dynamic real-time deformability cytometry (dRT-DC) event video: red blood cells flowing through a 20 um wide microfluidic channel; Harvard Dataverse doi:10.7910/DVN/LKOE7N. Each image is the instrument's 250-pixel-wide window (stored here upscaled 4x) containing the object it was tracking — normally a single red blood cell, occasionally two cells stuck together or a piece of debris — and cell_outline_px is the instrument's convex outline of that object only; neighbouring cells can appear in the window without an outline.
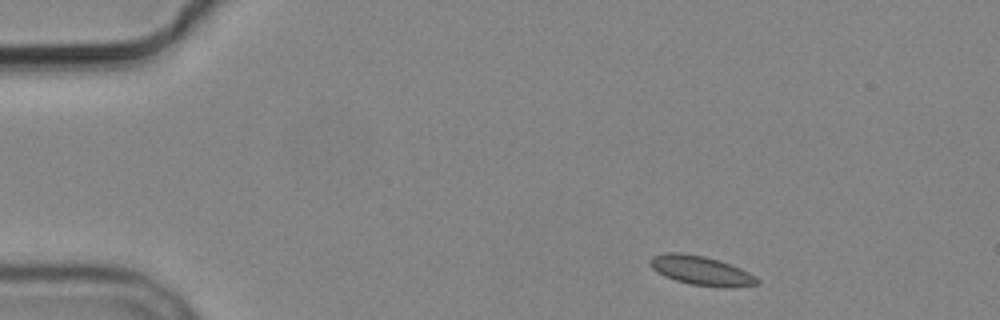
{"species": "common noctule bat (a hibernating species)", "species_latin": "Nyctalus noctula", "temperature_condition": "cold", "stored_images_in_passage": 4, "camera_frame_rate_fps": 3000, "um_per_image_px": 0.085, "animal": {"sex": "male", "body_mass_g": 19.2, "forearm_length_mm": 51.8}, "frame": {"image": 1, "passage_image": 1, "time_ms": 0.0, "image_size_px": [1000, 320], "cell_outline_px": [[760, 284], [732, 288], [692, 284], [676, 280], [664, 276], [656, 272], [648, 264], [648, 260], [652, 256], [668, 252], [680, 252], [704, 256], [740, 268], [756, 276], [760, 280]], "centroid_in_image_um": [59.58, 23.0], "position_along_channel_um": 25.4, "area_um2": 18.21}}